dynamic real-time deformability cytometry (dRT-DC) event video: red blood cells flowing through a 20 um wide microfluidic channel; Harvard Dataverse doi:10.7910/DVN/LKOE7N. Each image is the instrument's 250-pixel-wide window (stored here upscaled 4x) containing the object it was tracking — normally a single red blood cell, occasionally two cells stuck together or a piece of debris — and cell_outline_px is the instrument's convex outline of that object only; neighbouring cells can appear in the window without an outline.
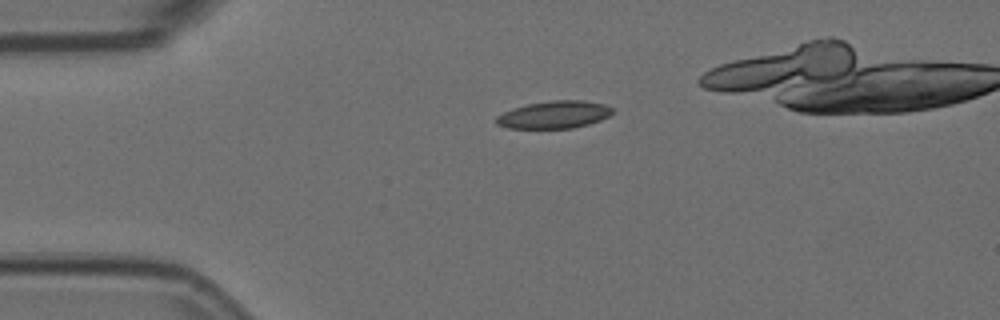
{"species": "Egyptian fruit bat (a non-hibernating species)", "species_latin": "Rousettus aegyptiacus", "temperature_condition": "room temperature", "stored_images_in_passage": 5, "camera_frame_rate_fps": 3000, "um_per_image_px": 0.085, "animal": {"sex": "female"}, "frame": {"image": 1, "passage_image": 5, "time_ms": 1.333, "image_size_px": [1000, 320], "cell_outline_px": [[616, 112], [600, 120], [588, 124], [572, 128], [508, 128], [496, 124], [496, 116], [512, 108], [528, 104], [552, 100], [584, 100], [604, 104], [612, 108]], "centroid_in_image_um": [47.12, 9.74], "position_along_channel_um": 37.9, "area_um2": 18.61}}